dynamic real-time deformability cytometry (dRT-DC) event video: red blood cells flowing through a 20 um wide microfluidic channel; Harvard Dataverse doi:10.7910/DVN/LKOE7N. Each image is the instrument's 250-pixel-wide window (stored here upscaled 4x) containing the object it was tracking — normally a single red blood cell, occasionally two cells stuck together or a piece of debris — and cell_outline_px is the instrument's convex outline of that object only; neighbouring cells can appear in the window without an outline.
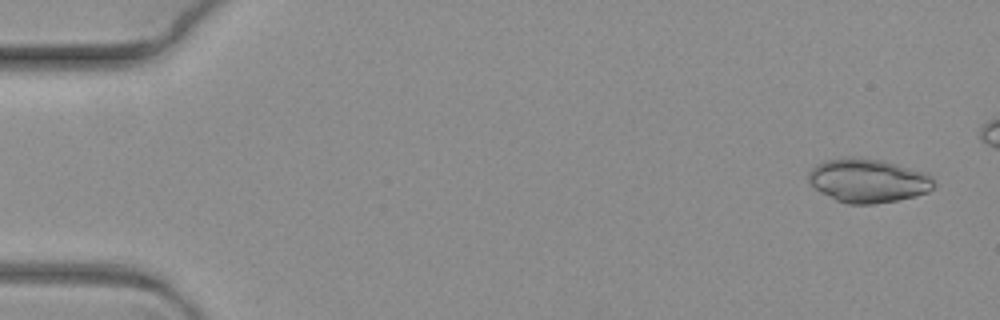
{"species": "common noctule bat (a hibernating species)", "species_latin": "Nyctalus noctula", "temperature_condition": "warm", "stored_images_in_passage": 5, "camera_frame_rate_fps": 3000, "um_per_image_px": 0.085, "animal": {"sex": "female", "body_mass_g": 19.3, "forearm_length_mm": 54.1}, "frame": {"image": 1, "passage_image": 1, "time_ms": 0.0, "image_size_px": [1000, 320], "cell_outline_px": [[936, 184], [928, 192], [916, 196], [876, 204], [848, 204], [836, 200], [820, 192], [808, 180], [808, 172], [816, 164], [824, 160], [852, 156], [884, 160], [924, 172], [932, 176]], "centroid_in_image_um": [73.79, 15.34], "position_along_channel_um": 11.2, "area_um2": 32.25}}